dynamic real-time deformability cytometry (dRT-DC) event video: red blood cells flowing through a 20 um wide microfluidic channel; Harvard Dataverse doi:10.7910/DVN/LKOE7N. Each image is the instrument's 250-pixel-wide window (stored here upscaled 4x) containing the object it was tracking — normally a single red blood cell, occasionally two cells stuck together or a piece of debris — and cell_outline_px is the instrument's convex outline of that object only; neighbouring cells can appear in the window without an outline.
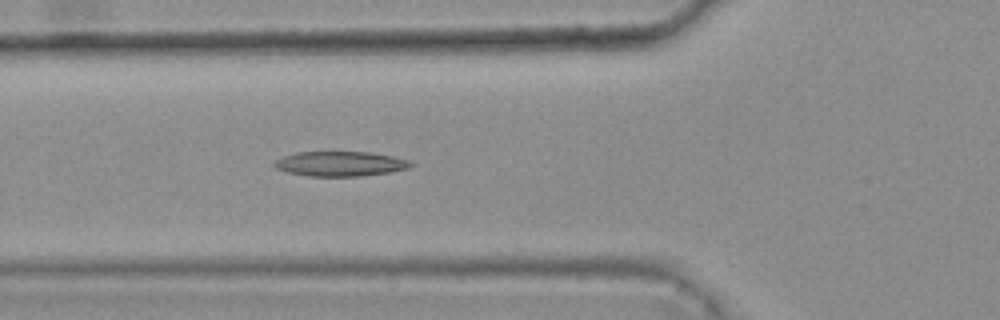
{"species": "common noctule bat (a hibernating species)", "species_latin": "Nyctalus noctula", "temperature_condition": "warm", "stored_images_in_passage": 5, "camera_frame_rate_fps": 3000, "um_per_image_px": 0.085, "animal": {"sex": "female", "body_mass_g": 25.1}, "frame": {"image": 1, "passage_image": 5, "time_ms": 1.333, "image_size_px": [1000, 320], "cell_outline_px": [[416, 164], [408, 168], [392, 172], [360, 176], [308, 176], [288, 172], [276, 168], [272, 164], [276, 160], [284, 156], [296, 152], [368, 152], [392, 156], [408, 160]], "centroid_in_image_um": [28.94, 13.92], "position_along_channel_um": 96.9, "area_um2": 19.71}}